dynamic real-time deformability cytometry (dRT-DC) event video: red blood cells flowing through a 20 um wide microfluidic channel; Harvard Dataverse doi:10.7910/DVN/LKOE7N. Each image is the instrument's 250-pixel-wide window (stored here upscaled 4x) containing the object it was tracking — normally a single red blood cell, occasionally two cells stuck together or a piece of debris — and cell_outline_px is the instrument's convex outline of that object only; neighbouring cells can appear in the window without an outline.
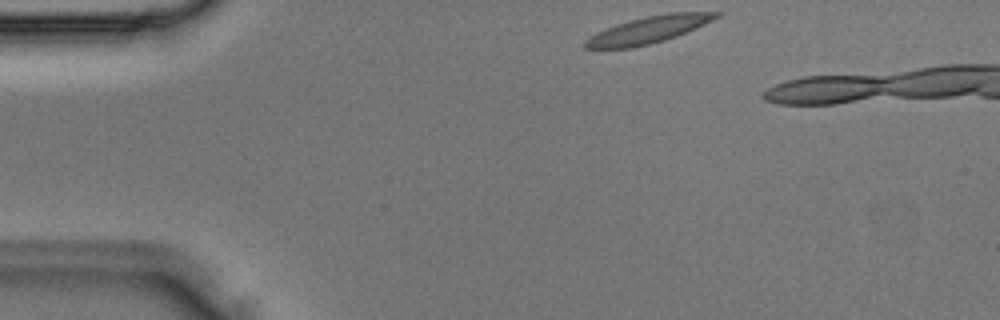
{"species": "Egyptian fruit bat (a non-hibernating species)", "species_latin": "Rousettus aegyptiacus", "temperature_condition": "room temperature", "stored_images_in_passage": 6, "camera_frame_rate_fps": 3000, "um_per_image_px": 0.085, "animal": {"sex": "male"}, "frame": {"image": 1, "passage_image": 1, "time_ms": 0.0, "image_size_px": [1000, 320], "cell_outline_px": [[720, 16], [696, 28], [676, 36], [664, 40], [632, 48], [584, 48], [584, 40], [588, 36], [604, 28], [616, 24], [648, 16], [668, 12], [720, 12]], "centroid_in_image_um": [55.08, 2.53], "position_along_channel_um": 29.9, "area_um2": 20.35}}
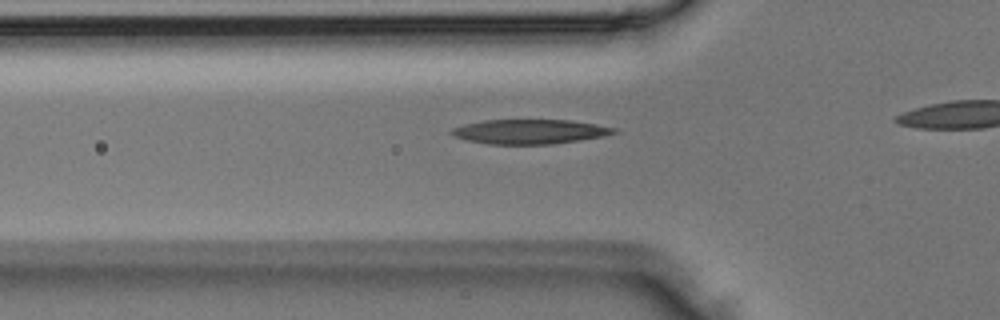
{"frame": {"image": 2, "passage_image": 4, "time_ms": 1.0, "image_size_px": [1000, 320], "cell_outline_px": [[620, 132], [604, 136], [580, 140], [552, 144], [488, 144], [464, 140], [452, 136], [448, 132], [452, 128], [464, 124], [484, 120], [568, 120], [596, 124], [616, 128]], "centroid_in_image_um": [45.0, 11.19], "position_along_channel_um": 80.8, "area_um2": 23.41}}